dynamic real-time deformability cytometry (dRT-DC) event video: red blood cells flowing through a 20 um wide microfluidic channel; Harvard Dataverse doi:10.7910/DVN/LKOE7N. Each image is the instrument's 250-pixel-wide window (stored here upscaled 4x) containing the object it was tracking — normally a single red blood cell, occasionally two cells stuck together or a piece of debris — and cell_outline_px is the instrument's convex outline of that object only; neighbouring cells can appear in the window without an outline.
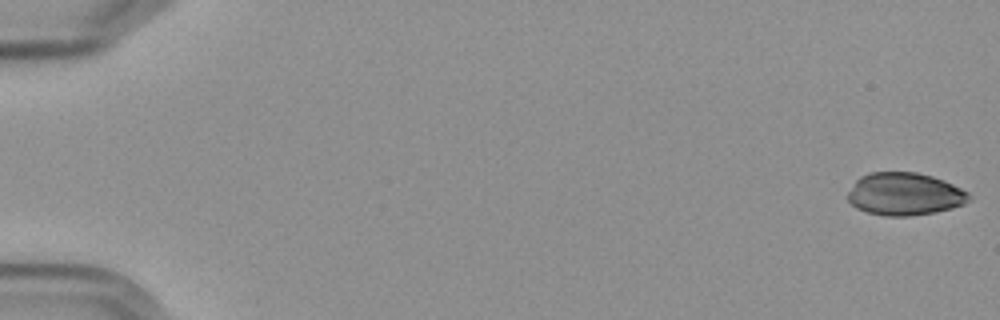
{"species": "Egyptian fruit bat (a non-hibernating species)", "species_latin": "Rousettus aegyptiacus", "temperature_condition": "cold", "stored_images_in_passage": 57, "camera_frame_rate_fps": 3000, "um_per_image_px": 0.085, "frame": {"image": 1, "passage_image": 1, "time_ms": 0.0, "image_size_px": [1000, 320], "cell_outline_px": [[972, 200], [964, 204], [952, 208], [936, 212], [908, 216], [884, 216], [868, 212], [856, 208], [848, 200], [848, 192], [856, 180], [860, 176], [868, 172], [916, 172], [932, 176], [944, 180], [968, 192], [972, 196]], "centroid_in_image_um": [76.91, 16.49], "position_along_channel_um": 8.1, "area_um2": 30.29}}
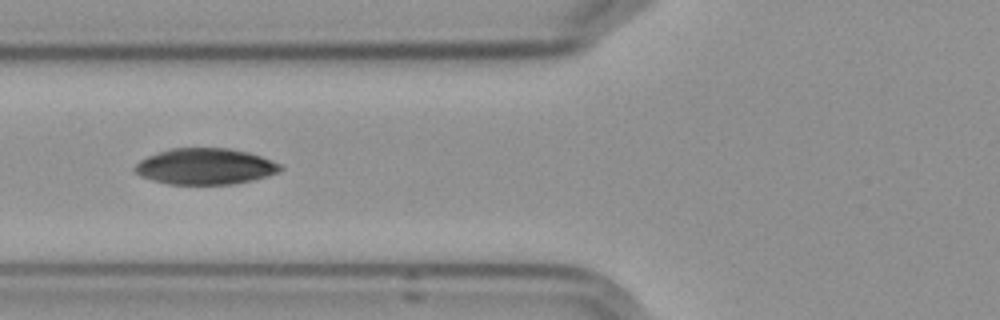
{"frame": {"image": 2, "passage_image": 23, "time_ms": 7.333, "image_size_px": [1000, 320], "cell_outline_px": [[284, 168], [280, 172], [268, 176], [236, 184], [168, 184], [152, 180], [140, 176], [132, 172], [132, 168], [140, 160], [148, 156], [172, 148], [228, 148], [248, 152], [260, 156], [280, 164]], "centroid_in_image_um": [17.43, 14.15], "position_along_channel_um": 108.4, "area_um2": 30.75}}
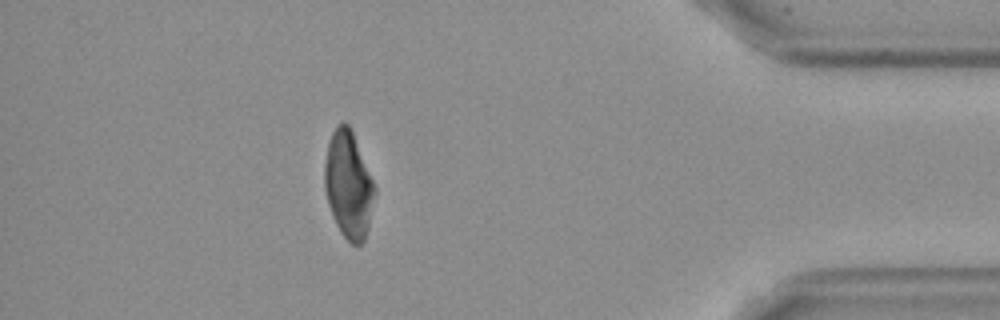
{"frame": {"image": 3, "passage_image": 51, "time_ms": 16.667, "image_size_px": [1000, 320], "cell_outline_px": [[376, 192], [368, 228], [364, 240], [356, 248], [340, 232], [332, 216], [328, 204], [324, 188], [324, 164], [328, 144], [332, 132], [336, 124], [344, 120], [348, 124], [352, 132], [376, 188]], "centroid_in_image_um": [29.61, 15.72], "position_along_channel_um": 405.6, "area_um2": 31.27}}